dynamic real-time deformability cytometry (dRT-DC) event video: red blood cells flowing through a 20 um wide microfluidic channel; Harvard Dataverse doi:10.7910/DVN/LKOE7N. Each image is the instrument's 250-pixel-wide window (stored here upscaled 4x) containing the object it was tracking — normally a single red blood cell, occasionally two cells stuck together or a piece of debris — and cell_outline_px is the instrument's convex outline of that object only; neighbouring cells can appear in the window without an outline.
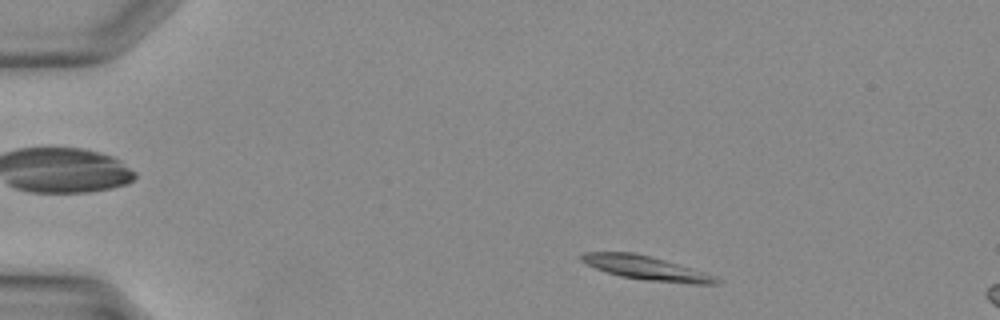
{"species": "Egyptian fruit bat (a non-hibernating species)", "species_latin": "Rousettus aegyptiacus", "temperature_condition": "warm", "stored_images_in_passage": 9, "camera_frame_rate_fps": 3000, "um_per_image_px": 0.085, "animal": {"sex": "female"}, "frame": {"image": 1, "passage_image": 4, "time_ms": 1.0, "image_size_px": [1000, 320], "cell_outline_px": [[720, 284], [696, 284], [648, 280], [620, 276], [596, 268], [580, 260], [580, 252], [632, 252], [664, 260], [704, 272], [720, 280]], "centroid_in_image_um": [54.88, 22.77], "position_along_channel_um": 30.1, "area_um2": 18.32}}